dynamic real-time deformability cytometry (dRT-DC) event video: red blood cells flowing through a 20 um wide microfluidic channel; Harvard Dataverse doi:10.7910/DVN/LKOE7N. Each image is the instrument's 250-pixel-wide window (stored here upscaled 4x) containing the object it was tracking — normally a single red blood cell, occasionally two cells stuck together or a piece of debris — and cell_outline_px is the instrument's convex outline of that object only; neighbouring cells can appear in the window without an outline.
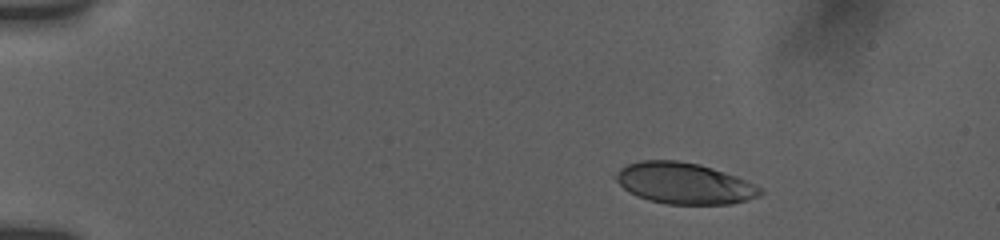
{"species": "human", "species_latin": "Homo sapiens", "temperature_condition": "room temperature", "stored_images_in_passage": 13, "camera_frame_rate_fps": 3000, "um_per_image_px": 0.085, "donor": {"sex": "female"}, "frame": {"image": 1, "passage_image": 1, "time_ms": 0.0, "image_size_px": [1000, 240], "cell_outline_px": [[764, 192], [760, 196], [748, 200], [732, 204], [668, 204], [648, 200], [636, 196], [624, 188], [612, 176], [620, 168], [628, 164], [640, 160], [676, 160], [700, 164], [736, 176], [756, 184]], "centroid_in_image_um": [58.16, 15.58], "position_along_channel_um": 26.8, "area_um2": 34.85}}
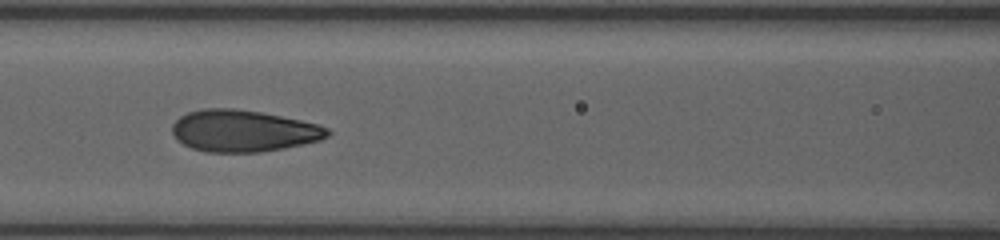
{"frame": {"image": 2, "passage_image": 10, "time_ms": 5.667, "image_size_px": [1000, 240], "cell_outline_px": [[332, 132], [328, 136], [320, 140], [284, 148], [260, 152], [208, 152], [192, 148], [184, 144], [172, 132], [172, 124], [180, 116], [188, 112], [204, 108], [236, 108], [260, 112], [300, 120], [316, 124], [328, 128]], "centroid_in_image_um": [20.69, 11.12], "position_along_channel_um": 145.9, "area_um2": 37.57}}
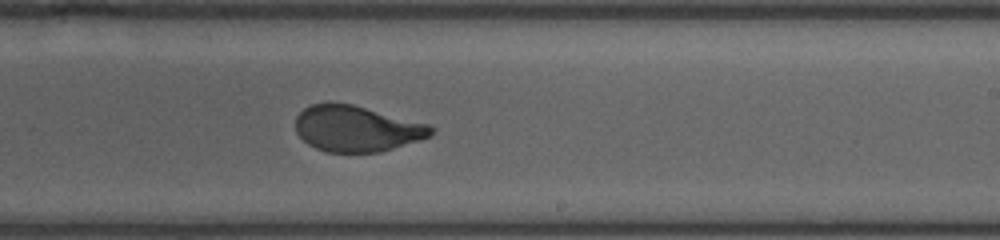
{"frame": {"image": 3, "passage_image": 13, "time_ms": 8.667, "image_size_px": [1000, 240], "cell_outline_px": [[436, 128], [428, 136], [380, 152], [328, 152], [316, 148], [308, 144], [296, 132], [296, 116], [304, 108], [312, 104], [328, 100], [352, 104], [428, 124]], "centroid_in_image_um": [30.25, 10.9], "position_along_channel_um": 258.8, "area_um2": 36.13}}